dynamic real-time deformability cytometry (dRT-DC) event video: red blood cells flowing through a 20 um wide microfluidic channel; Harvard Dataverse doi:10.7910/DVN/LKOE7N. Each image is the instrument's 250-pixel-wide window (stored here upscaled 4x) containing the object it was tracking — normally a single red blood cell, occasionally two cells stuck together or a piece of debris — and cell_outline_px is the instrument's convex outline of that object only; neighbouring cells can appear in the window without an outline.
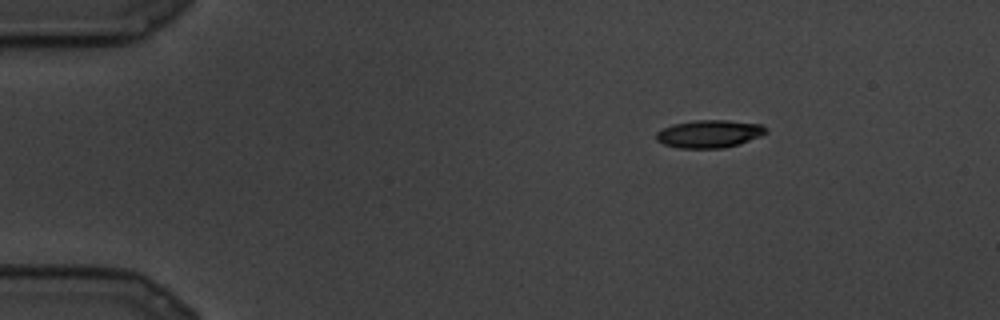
{"species": "common noctule bat (a hibernating species)", "species_latin": "Nyctalus noctula", "temperature_condition": "cold", "stored_images_in_passage": 5, "camera_frame_rate_fps": 3000, "um_per_image_px": 0.085, "animal": {"sex": "male", "body_mass_g": 19.5, "forearm_length_mm": 54.6}, "frame": {"image": 1, "passage_image": 1, "time_ms": 0.0, "image_size_px": [1000, 320], "cell_outline_px": [[768, 132], [760, 136], [740, 144], [724, 148], [676, 148], [664, 144], [656, 140], [656, 132], [672, 124], [696, 120], [728, 120], [760, 124]], "centroid_in_image_um": [60.27, 11.38], "position_along_channel_um": 24.7, "area_um2": 17.74}}